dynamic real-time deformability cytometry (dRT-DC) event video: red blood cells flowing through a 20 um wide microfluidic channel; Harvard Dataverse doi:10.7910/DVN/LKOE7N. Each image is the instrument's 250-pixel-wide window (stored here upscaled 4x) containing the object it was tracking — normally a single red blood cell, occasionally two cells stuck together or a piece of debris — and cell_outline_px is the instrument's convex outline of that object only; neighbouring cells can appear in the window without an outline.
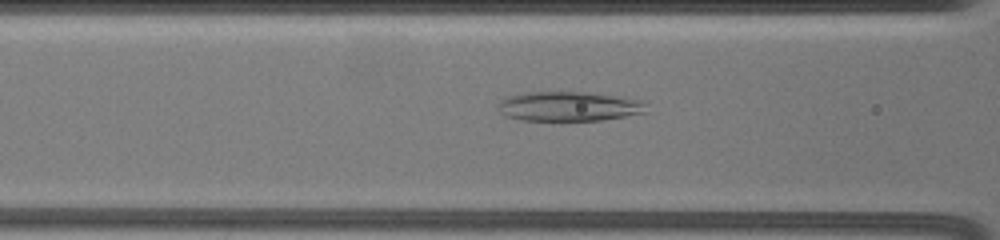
{"species": "common noctule bat (a hibernating species)", "species_latin": "Nyctalus noctula", "temperature_condition": "warm", "stored_images_in_passage": 41, "segment_of_instrument_passage": [1, 2], "camera_frame_rate_fps": 3000, "um_per_image_px": 0.085, "animal": {"sex": "female", "body_mass_g": 19.5, "forearm_length_mm": 54.1}, "frame": {"image": 1, "passage_image": 13, "time_ms": 3.667, "image_size_px": [1000, 240], "cell_outline_px": [[648, 104], [644, 112], [624, 116], [600, 120], [560, 124], [524, 120], [504, 116], [496, 108], [496, 104], [500, 100], [508, 96], [524, 92], [588, 92], [624, 96], [644, 100]], "centroid_in_image_um": [48.32, 9.07], "position_along_channel_um": 118.3, "area_um2": 26.99}}
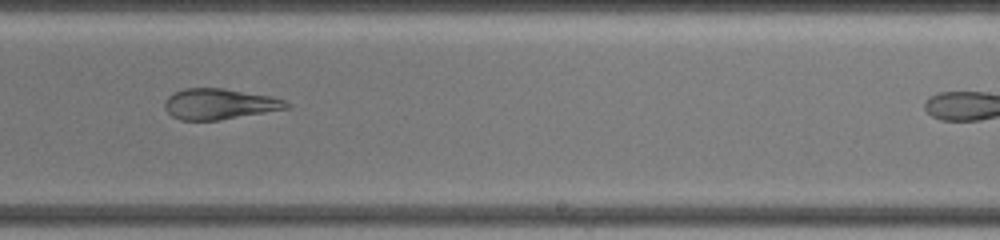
{"frame": {"image": 2, "passage_image": 24, "time_ms": 8.0, "image_size_px": [1000, 240], "cell_outline_px": [[292, 104], [288, 108], [220, 120], [180, 120], [172, 116], [164, 108], [164, 104], [168, 96], [172, 92], [184, 88], [224, 88], [268, 96], [284, 100]], "centroid_in_image_um": [18.61, 8.84], "position_along_channel_um": 270.4, "area_um2": 21.73}}
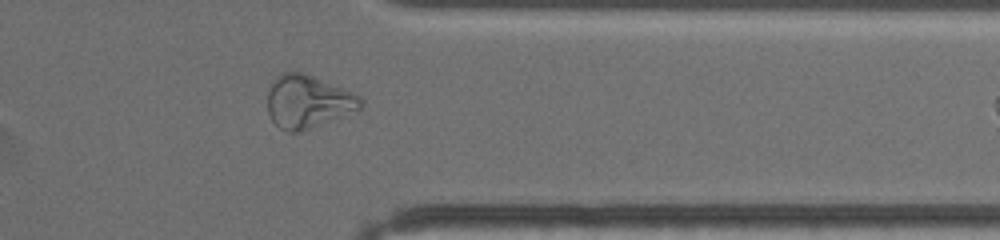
{"frame": {"image": 3, "passage_image": 37, "time_ms": 11.333, "image_size_px": [1000, 240], "cell_outline_px": [[364, 104], [360, 112], [296, 132], [288, 132], [280, 128], [272, 120], [268, 112], [268, 92], [276, 76], [284, 72], [308, 72], [352, 92], [360, 96], [364, 100]], "centroid_in_image_um": [26.25, 8.63], "position_along_channel_um": 385.2, "area_um2": 29.25}}